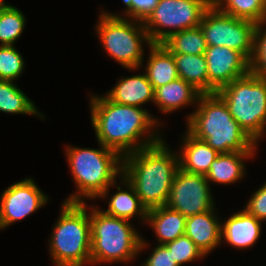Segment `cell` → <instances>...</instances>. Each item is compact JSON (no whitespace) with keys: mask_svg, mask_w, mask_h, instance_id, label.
<instances>
[{"mask_svg":"<svg viewBox=\"0 0 266 266\" xmlns=\"http://www.w3.org/2000/svg\"><path fill=\"white\" fill-rule=\"evenodd\" d=\"M88 94L90 121L97 142L122 158L164 138L161 116L160 119L153 116L147 108L112 102L104 94Z\"/></svg>","mask_w":266,"mask_h":266,"instance_id":"1","label":"cell"},{"mask_svg":"<svg viewBox=\"0 0 266 266\" xmlns=\"http://www.w3.org/2000/svg\"><path fill=\"white\" fill-rule=\"evenodd\" d=\"M170 146L164 137L154 145L123 157L122 175L134 187L147 210L167 203L179 169L178 153Z\"/></svg>","mask_w":266,"mask_h":266,"instance_id":"2","label":"cell"},{"mask_svg":"<svg viewBox=\"0 0 266 266\" xmlns=\"http://www.w3.org/2000/svg\"><path fill=\"white\" fill-rule=\"evenodd\" d=\"M186 130L219 154L257 152V145L230 114L217 93L201 94L194 111L186 114Z\"/></svg>","mask_w":266,"mask_h":266,"instance_id":"3","label":"cell"},{"mask_svg":"<svg viewBox=\"0 0 266 266\" xmlns=\"http://www.w3.org/2000/svg\"><path fill=\"white\" fill-rule=\"evenodd\" d=\"M64 144V154L75 190L64 202L95 200L122 175L123 158L114 150Z\"/></svg>","mask_w":266,"mask_h":266,"instance_id":"4","label":"cell"},{"mask_svg":"<svg viewBox=\"0 0 266 266\" xmlns=\"http://www.w3.org/2000/svg\"><path fill=\"white\" fill-rule=\"evenodd\" d=\"M90 223L91 266L134 263L140 253L152 247L133 222L105 214L96 202L90 204Z\"/></svg>","mask_w":266,"mask_h":266,"instance_id":"5","label":"cell"},{"mask_svg":"<svg viewBox=\"0 0 266 266\" xmlns=\"http://www.w3.org/2000/svg\"><path fill=\"white\" fill-rule=\"evenodd\" d=\"M49 235V258L54 266H91L90 204L64 202Z\"/></svg>","mask_w":266,"mask_h":266,"instance_id":"6","label":"cell"},{"mask_svg":"<svg viewBox=\"0 0 266 266\" xmlns=\"http://www.w3.org/2000/svg\"><path fill=\"white\" fill-rule=\"evenodd\" d=\"M94 26L101 48L109 58L125 69L141 68L145 48L150 41L142 21L126 17H111L99 12ZM146 46H145V45Z\"/></svg>","mask_w":266,"mask_h":266,"instance_id":"7","label":"cell"},{"mask_svg":"<svg viewBox=\"0 0 266 266\" xmlns=\"http://www.w3.org/2000/svg\"><path fill=\"white\" fill-rule=\"evenodd\" d=\"M216 93L240 127L260 146L266 137V80L249 73Z\"/></svg>","mask_w":266,"mask_h":266,"instance_id":"8","label":"cell"},{"mask_svg":"<svg viewBox=\"0 0 266 266\" xmlns=\"http://www.w3.org/2000/svg\"><path fill=\"white\" fill-rule=\"evenodd\" d=\"M212 0H160L143 22L152 44H161L173 33L198 27Z\"/></svg>","mask_w":266,"mask_h":266,"instance_id":"9","label":"cell"},{"mask_svg":"<svg viewBox=\"0 0 266 266\" xmlns=\"http://www.w3.org/2000/svg\"><path fill=\"white\" fill-rule=\"evenodd\" d=\"M255 25L253 21L230 16L211 4L199 26L207 46H225L250 60Z\"/></svg>","mask_w":266,"mask_h":266,"instance_id":"10","label":"cell"},{"mask_svg":"<svg viewBox=\"0 0 266 266\" xmlns=\"http://www.w3.org/2000/svg\"><path fill=\"white\" fill-rule=\"evenodd\" d=\"M212 188L205 175L177 170L166 206L186 218L216 207Z\"/></svg>","mask_w":266,"mask_h":266,"instance_id":"11","label":"cell"},{"mask_svg":"<svg viewBox=\"0 0 266 266\" xmlns=\"http://www.w3.org/2000/svg\"><path fill=\"white\" fill-rule=\"evenodd\" d=\"M34 178L17 181L0 194V230L26 219L50 203V196L41 190ZM49 196V197H48Z\"/></svg>","mask_w":266,"mask_h":266,"instance_id":"12","label":"cell"},{"mask_svg":"<svg viewBox=\"0 0 266 266\" xmlns=\"http://www.w3.org/2000/svg\"><path fill=\"white\" fill-rule=\"evenodd\" d=\"M208 93L250 73L249 60L240 52L225 46H207Z\"/></svg>","mask_w":266,"mask_h":266,"instance_id":"13","label":"cell"},{"mask_svg":"<svg viewBox=\"0 0 266 266\" xmlns=\"http://www.w3.org/2000/svg\"><path fill=\"white\" fill-rule=\"evenodd\" d=\"M116 188V192L110 194V189ZM97 199L106 201L107 208L102 210L105 214L131 221L136 219L142 225L146 224L147 208L142 204L134 187L121 175L110 185Z\"/></svg>","mask_w":266,"mask_h":266,"instance_id":"14","label":"cell"},{"mask_svg":"<svg viewBox=\"0 0 266 266\" xmlns=\"http://www.w3.org/2000/svg\"><path fill=\"white\" fill-rule=\"evenodd\" d=\"M263 222L249 214L244 208L221 219V244L236 250L253 248L261 239Z\"/></svg>","mask_w":266,"mask_h":266,"instance_id":"15","label":"cell"},{"mask_svg":"<svg viewBox=\"0 0 266 266\" xmlns=\"http://www.w3.org/2000/svg\"><path fill=\"white\" fill-rule=\"evenodd\" d=\"M141 68L126 69L134 73L132 76H119L115 86L103 93L112 102L145 108L148 103L154 102V89L145 72ZM142 72V73H140Z\"/></svg>","mask_w":266,"mask_h":266,"instance_id":"16","label":"cell"},{"mask_svg":"<svg viewBox=\"0 0 266 266\" xmlns=\"http://www.w3.org/2000/svg\"><path fill=\"white\" fill-rule=\"evenodd\" d=\"M218 208L186 218L185 235L206 256L221 246V219ZM219 214V215H218Z\"/></svg>","mask_w":266,"mask_h":266,"instance_id":"17","label":"cell"},{"mask_svg":"<svg viewBox=\"0 0 266 266\" xmlns=\"http://www.w3.org/2000/svg\"><path fill=\"white\" fill-rule=\"evenodd\" d=\"M201 92L181 78L154 89L153 105L168 115L186 107L196 108Z\"/></svg>","mask_w":266,"mask_h":266,"instance_id":"18","label":"cell"},{"mask_svg":"<svg viewBox=\"0 0 266 266\" xmlns=\"http://www.w3.org/2000/svg\"><path fill=\"white\" fill-rule=\"evenodd\" d=\"M257 152H231L219 154L211 164L205 175L211 186L239 184L248 173H246V162L255 159ZM214 183V184H213ZM213 184V185H212Z\"/></svg>","mask_w":266,"mask_h":266,"instance_id":"19","label":"cell"},{"mask_svg":"<svg viewBox=\"0 0 266 266\" xmlns=\"http://www.w3.org/2000/svg\"><path fill=\"white\" fill-rule=\"evenodd\" d=\"M181 136V145L177 150L179 168L189 173L206 175L219 153L187 130Z\"/></svg>","mask_w":266,"mask_h":266,"instance_id":"20","label":"cell"},{"mask_svg":"<svg viewBox=\"0 0 266 266\" xmlns=\"http://www.w3.org/2000/svg\"><path fill=\"white\" fill-rule=\"evenodd\" d=\"M155 234V243L165 245L185 234L186 217L166 205L149 209L146 224Z\"/></svg>","mask_w":266,"mask_h":266,"instance_id":"21","label":"cell"},{"mask_svg":"<svg viewBox=\"0 0 266 266\" xmlns=\"http://www.w3.org/2000/svg\"><path fill=\"white\" fill-rule=\"evenodd\" d=\"M148 50L147 60H143L141 70L143 69L145 72L153 89L164 86L179 78L172 53L162 44H151ZM144 62L146 63L144 64Z\"/></svg>","mask_w":266,"mask_h":266,"instance_id":"22","label":"cell"},{"mask_svg":"<svg viewBox=\"0 0 266 266\" xmlns=\"http://www.w3.org/2000/svg\"><path fill=\"white\" fill-rule=\"evenodd\" d=\"M15 81L0 79V112L10 115H28L45 120L42 113Z\"/></svg>","mask_w":266,"mask_h":266,"instance_id":"23","label":"cell"},{"mask_svg":"<svg viewBox=\"0 0 266 266\" xmlns=\"http://www.w3.org/2000/svg\"><path fill=\"white\" fill-rule=\"evenodd\" d=\"M178 76L193 85L202 94L208 93V70L205 54L172 53Z\"/></svg>","mask_w":266,"mask_h":266,"instance_id":"24","label":"cell"},{"mask_svg":"<svg viewBox=\"0 0 266 266\" xmlns=\"http://www.w3.org/2000/svg\"><path fill=\"white\" fill-rule=\"evenodd\" d=\"M170 53L205 54L206 40L200 26L173 33L161 43Z\"/></svg>","mask_w":266,"mask_h":266,"instance_id":"25","label":"cell"},{"mask_svg":"<svg viewBox=\"0 0 266 266\" xmlns=\"http://www.w3.org/2000/svg\"><path fill=\"white\" fill-rule=\"evenodd\" d=\"M220 11L255 23L266 21V0H212Z\"/></svg>","mask_w":266,"mask_h":266,"instance_id":"26","label":"cell"},{"mask_svg":"<svg viewBox=\"0 0 266 266\" xmlns=\"http://www.w3.org/2000/svg\"><path fill=\"white\" fill-rule=\"evenodd\" d=\"M26 22L22 10L7 3L0 10V45H15L25 31Z\"/></svg>","mask_w":266,"mask_h":266,"instance_id":"27","label":"cell"},{"mask_svg":"<svg viewBox=\"0 0 266 266\" xmlns=\"http://www.w3.org/2000/svg\"><path fill=\"white\" fill-rule=\"evenodd\" d=\"M25 63L15 45H0V79L16 82L25 71Z\"/></svg>","mask_w":266,"mask_h":266,"instance_id":"28","label":"cell"},{"mask_svg":"<svg viewBox=\"0 0 266 266\" xmlns=\"http://www.w3.org/2000/svg\"><path fill=\"white\" fill-rule=\"evenodd\" d=\"M249 64L251 74L266 80V21L255 25L253 52Z\"/></svg>","mask_w":266,"mask_h":266,"instance_id":"29","label":"cell"},{"mask_svg":"<svg viewBox=\"0 0 266 266\" xmlns=\"http://www.w3.org/2000/svg\"><path fill=\"white\" fill-rule=\"evenodd\" d=\"M165 246L170 250V253H172L179 266L194 263L195 261H202L206 257L185 234L179 236L172 242L166 243Z\"/></svg>","mask_w":266,"mask_h":266,"instance_id":"30","label":"cell"},{"mask_svg":"<svg viewBox=\"0 0 266 266\" xmlns=\"http://www.w3.org/2000/svg\"><path fill=\"white\" fill-rule=\"evenodd\" d=\"M246 205V206H245ZM243 208L263 223L266 222V181L250 195Z\"/></svg>","mask_w":266,"mask_h":266,"instance_id":"31","label":"cell"},{"mask_svg":"<svg viewBox=\"0 0 266 266\" xmlns=\"http://www.w3.org/2000/svg\"><path fill=\"white\" fill-rule=\"evenodd\" d=\"M140 266H179L165 245L156 244Z\"/></svg>","mask_w":266,"mask_h":266,"instance_id":"32","label":"cell"},{"mask_svg":"<svg viewBox=\"0 0 266 266\" xmlns=\"http://www.w3.org/2000/svg\"><path fill=\"white\" fill-rule=\"evenodd\" d=\"M160 0H135V20L144 22Z\"/></svg>","mask_w":266,"mask_h":266,"instance_id":"33","label":"cell"},{"mask_svg":"<svg viewBox=\"0 0 266 266\" xmlns=\"http://www.w3.org/2000/svg\"><path fill=\"white\" fill-rule=\"evenodd\" d=\"M122 4L125 6L120 13L117 14L101 7L99 12L107 13L111 17H126L135 20V0H122Z\"/></svg>","mask_w":266,"mask_h":266,"instance_id":"34","label":"cell"},{"mask_svg":"<svg viewBox=\"0 0 266 266\" xmlns=\"http://www.w3.org/2000/svg\"><path fill=\"white\" fill-rule=\"evenodd\" d=\"M5 0H0V10L7 4Z\"/></svg>","mask_w":266,"mask_h":266,"instance_id":"35","label":"cell"}]
</instances>
